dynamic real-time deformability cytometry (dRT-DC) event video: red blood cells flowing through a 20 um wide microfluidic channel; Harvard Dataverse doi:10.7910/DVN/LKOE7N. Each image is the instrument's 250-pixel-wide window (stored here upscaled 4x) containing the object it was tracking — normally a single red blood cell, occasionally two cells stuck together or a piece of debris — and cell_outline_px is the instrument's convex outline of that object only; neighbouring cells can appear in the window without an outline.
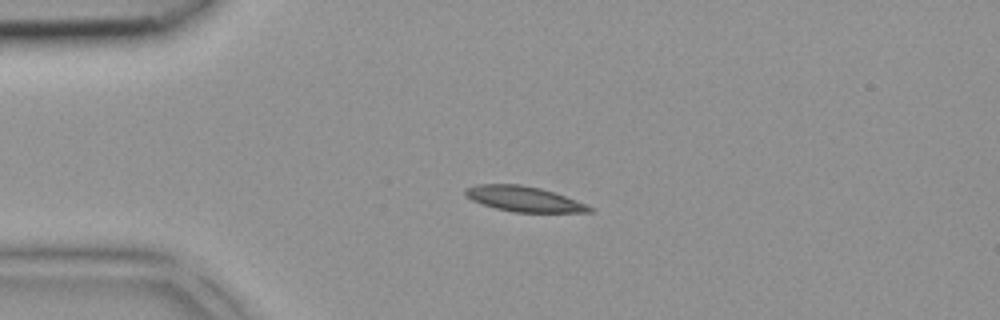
{"species": "common noctule bat (a hibernating species)", "species_latin": "Nyctalus noctula", "temperature_condition": "room temperature", "stored_images_in_passage": 4, "camera_frame_rate_fps": 3000, "um_per_image_px": 0.085, "animal": {"sex": "female", "body_mass_g": 18.4}, "frame": {"image": 1, "passage_image": 3, "time_ms": 0.667, "image_size_px": [1000, 320], "cell_outline_px": [[592, 212], [512, 212], [496, 208], [472, 200], [464, 196], [464, 188], [476, 184], [520, 184], [540, 188], [588, 204], [592, 208]], "centroid_in_image_um": [44.49, 16.9], "position_along_channel_um": 40.5, "area_um2": 18.21}}